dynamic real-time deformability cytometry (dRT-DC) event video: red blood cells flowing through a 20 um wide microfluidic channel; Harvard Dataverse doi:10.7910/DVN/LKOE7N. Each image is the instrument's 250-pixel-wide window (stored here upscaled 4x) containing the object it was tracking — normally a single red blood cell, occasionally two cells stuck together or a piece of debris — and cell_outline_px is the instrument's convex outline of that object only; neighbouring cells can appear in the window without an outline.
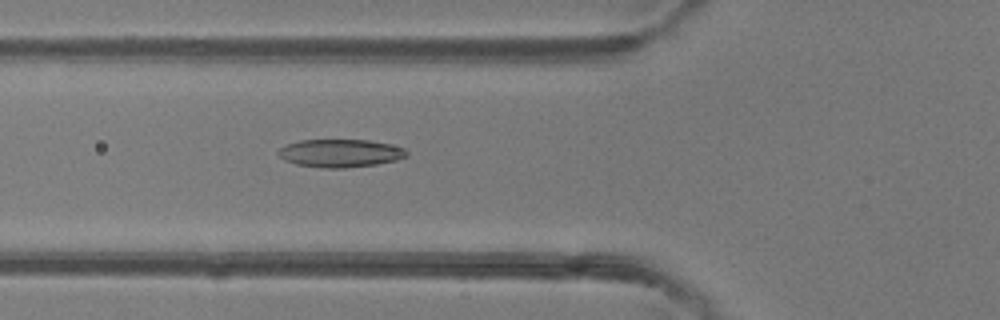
{"species": "common noctule bat (a hibernating species)", "species_latin": "Nyctalus noctula", "temperature_condition": "room temperature", "stored_images_in_passage": 45, "camera_frame_rate_fps": 3000, "um_per_image_px": 0.085, "animal": {"sex": "female"}, "frame": {"image": 1, "passage_image": 18, "time_ms": 5.667, "image_size_px": [1000, 320], "cell_outline_px": [[408, 156], [396, 160], [376, 164], [344, 168], [320, 168], [296, 164], [284, 160], [276, 152], [280, 148], [288, 144], [300, 140], [368, 140], [388, 144], [404, 148], [408, 152]], "centroid_in_image_um": [28.91, 13.02], "position_along_channel_um": 96.9, "area_um2": 20.87}}
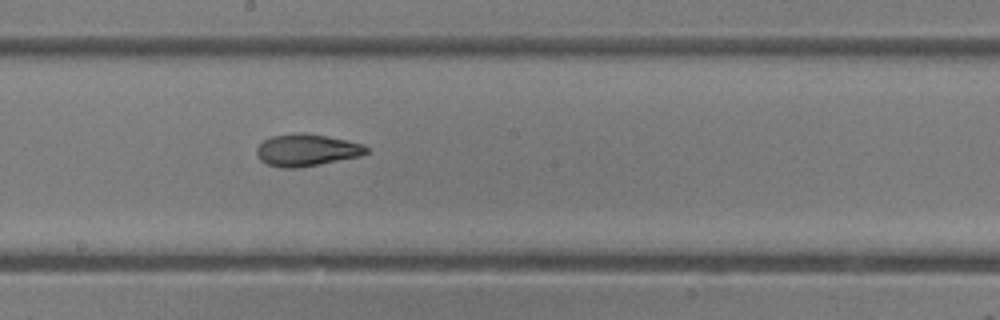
{"frame": {"image": 2, "passage_image": 27, "time_ms": 8.667, "image_size_px": [1000, 320], "cell_outline_px": [[368, 152], [360, 156], [300, 168], [284, 168], [268, 164], [260, 160], [256, 152], [256, 148], [264, 140], [272, 136], [296, 132], [304, 132], [348, 140], [364, 144], [368, 148]], "centroid_in_image_um": [26.07, 12.75], "position_along_channel_um": 222.1, "area_um2": 20.58}}
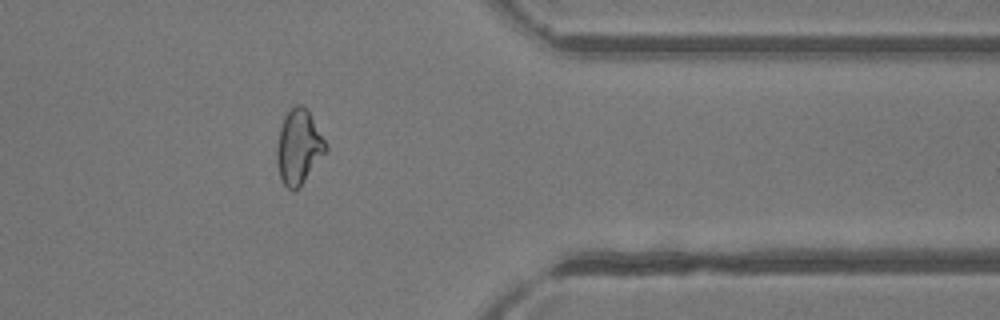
{"frame": {"image": 3, "passage_image": 40, "time_ms": 13.0, "image_size_px": [1000, 320], "cell_outline_px": [[328, 148], [300, 188], [292, 192], [284, 184], [280, 176], [276, 160], [276, 148], [280, 128], [284, 116], [296, 104], [300, 104], [308, 108], [328, 144]], "centroid_in_image_um": [25.4, 12.48], "position_along_channel_um": 386.0, "area_um2": 21.5}}